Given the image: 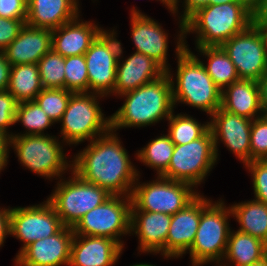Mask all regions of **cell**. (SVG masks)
<instances>
[{
	"mask_svg": "<svg viewBox=\"0 0 267 266\" xmlns=\"http://www.w3.org/2000/svg\"><path fill=\"white\" fill-rule=\"evenodd\" d=\"M253 179L255 200L267 205V160H255L245 165Z\"/></svg>",
	"mask_w": 267,
	"mask_h": 266,
	"instance_id": "cell-37",
	"label": "cell"
},
{
	"mask_svg": "<svg viewBox=\"0 0 267 266\" xmlns=\"http://www.w3.org/2000/svg\"><path fill=\"white\" fill-rule=\"evenodd\" d=\"M11 208H0V247L3 245L6 235H10Z\"/></svg>",
	"mask_w": 267,
	"mask_h": 266,
	"instance_id": "cell-42",
	"label": "cell"
},
{
	"mask_svg": "<svg viewBox=\"0 0 267 266\" xmlns=\"http://www.w3.org/2000/svg\"><path fill=\"white\" fill-rule=\"evenodd\" d=\"M42 203L11 208L10 235L23 242L19 253L32 242L56 234L64 226L53 206L47 200Z\"/></svg>",
	"mask_w": 267,
	"mask_h": 266,
	"instance_id": "cell-13",
	"label": "cell"
},
{
	"mask_svg": "<svg viewBox=\"0 0 267 266\" xmlns=\"http://www.w3.org/2000/svg\"><path fill=\"white\" fill-rule=\"evenodd\" d=\"M233 62L239 79L258 81L267 71V56L258 31L250 25L222 46Z\"/></svg>",
	"mask_w": 267,
	"mask_h": 266,
	"instance_id": "cell-14",
	"label": "cell"
},
{
	"mask_svg": "<svg viewBox=\"0 0 267 266\" xmlns=\"http://www.w3.org/2000/svg\"><path fill=\"white\" fill-rule=\"evenodd\" d=\"M10 134V147L15 149L20 164L39 176L61 178L67 168L72 169L55 136Z\"/></svg>",
	"mask_w": 267,
	"mask_h": 266,
	"instance_id": "cell-7",
	"label": "cell"
},
{
	"mask_svg": "<svg viewBox=\"0 0 267 266\" xmlns=\"http://www.w3.org/2000/svg\"><path fill=\"white\" fill-rule=\"evenodd\" d=\"M236 2L235 0H210V5L212 4H223V3H231Z\"/></svg>",
	"mask_w": 267,
	"mask_h": 266,
	"instance_id": "cell-49",
	"label": "cell"
},
{
	"mask_svg": "<svg viewBox=\"0 0 267 266\" xmlns=\"http://www.w3.org/2000/svg\"><path fill=\"white\" fill-rule=\"evenodd\" d=\"M79 16L52 30V49L65 57L84 55L104 31L95 23L78 20Z\"/></svg>",
	"mask_w": 267,
	"mask_h": 266,
	"instance_id": "cell-23",
	"label": "cell"
},
{
	"mask_svg": "<svg viewBox=\"0 0 267 266\" xmlns=\"http://www.w3.org/2000/svg\"><path fill=\"white\" fill-rule=\"evenodd\" d=\"M52 49V30L25 25L18 36L3 51L6 60L14 65L38 64Z\"/></svg>",
	"mask_w": 267,
	"mask_h": 266,
	"instance_id": "cell-22",
	"label": "cell"
},
{
	"mask_svg": "<svg viewBox=\"0 0 267 266\" xmlns=\"http://www.w3.org/2000/svg\"><path fill=\"white\" fill-rule=\"evenodd\" d=\"M74 231L63 226L56 234L32 242L15 257V266H61L70 262Z\"/></svg>",
	"mask_w": 267,
	"mask_h": 266,
	"instance_id": "cell-16",
	"label": "cell"
},
{
	"mask_svg": "<svg viewBox=\"0 0 267 266\" xmlns=\"http://www.w3.org/2000/svg\"><path fill=\"white\" fill-rule=\"evenodd\" d=\"M78 0H27L26 24L54 30L79 15Z\"/></svg>",
	"mask_w": 267,
	"mask_h": 266,
	"instance_id": "cell-24",
	"label": "cell"
},
{
	"mask_svg": "<svg viewBox=\"0 0 267 266\" xmlns=\"http://www.w3.org/2000/svg\"><path fill=\"white\" fill-rule=\"evenodd\" d=\"M25 23L26 20L0 17V51H4L5 48L18 36Z\"/></svg>",
	"mask_w": 267,
	"mask_h": 266,
	"instance_id": "cell-39",
	"label": "cell"
},
{
	"mask_svg": "<svg viewBox=\"0 0 267 266\" xmlns=\"http://www.w3.org/2000/svg\"><path fill=\"white\" fill-rule=\"evenodd\" d=\"M210 118L209 129L213 135L217 158L218 143L221 141L244 165L250 163V133L253 120L229 113L221 107Z\"/></svg>",
	"mask_w": 267,
	"mask_h": 266,
	"instance_id": "cell-15",
	"label": "cell"
},
{
	"mask_svg": "<svg viewBox=\"0 0 267 266\" xmlns=\"http://www.w3.org/2000/svg\"><path fill=\"white\" fill-rule=\"evenodd\" d=\"M200 55L207 57L208 64L204 67L215 85L223 91L226 87L239 79L237 70L230 60L228 54L221 46L217 47H196Z\"/></svg>",
	"mask_w": 267,
	"mask_h": 266,
	"instance_id": "cell-29",
	"label": "cell"
},
{
	"mask_svg": "<svg viewBox=\"0 0 267 266\" xmlns=\"http://www.w3.org/2000/svg\"><path fill=\"white\" fill-rule=\"evenodd\" d=\"M171 223V215L131 209V233L139 239L138 250L164 257V246Z\"/></svg>",
	"mask_w": 267,
	"mask_h": 266,
	"instance_id": "cell-21",
	"label": "cell"
},
{
	"mask_svg": "<svg viewBox=\"0 0 267 266\" xmlns=\"http://www.w3.org/2000/svg\"><path fill=\"white\" fill-rule=\"evenodd\" d=\"M200 216V194L184 209L171 215V223L164 246V259L182 257L190 250L198 230Z\"/></svg>",
	"mask_w": 267,
	"mask_h": 266,
	"instance_id": "cell-18",
	"label": "cell"
},
{
	"mask_svg": "<svg viewBox=\"0 0 267 266\" xmlns=\"http://www.w3.org/2000/svg\"><path fill=\"white\" fill-rule=\"evenodd\" d=\"M175 145L168 135H162L151 140L145 147L136 153L139 161L157 171L161 176L167 169L173 155Z\"/></svg>",
	"mask_w": 267,
	"mask_h": 266,
	"instance_id": "cell-30",
	"label": "cell"
},
{
	"mask_svg": "<svg viewBox=\"0 0 267 266\" xmlns=\"http://www.w3.org/2000/svg\"><path fill=\"white\" fill-rule=\"evenodd\" d=\"M250 266H267V262L264 259H262L256 263L251 264Z\"/></svg>",
	"mask_w": 267,
	"mask_h": 266,
	"instance_id": "cell-50",
	"label": "cell"
},
{
	"mask_svg": "<svg viewBox=\"0 0 267 266\" xmlns=\"http://www.w3.org/2000/svg\"><path fill=\"white\" fill-rule=\"evenodd\" d=\"M252 20L253 15L237 2L206 5L184 22L185 38L188 33H195L196 47L222 46L245 31Z\"/></svg>",
	"mask_w": 267,
	"mask_h": 266,
	"instance_id": "cell-4",
	"label": "cell"
},
{
	"mask_svg": "<svg viewBox=\"0 0 267 266\" xmlns=\"http://www.w3.org/2000/svg\"><path fill=\"white\" fill-rule=\"evenodd\" d=\"M178 2L179 0H170V12L175 14L178 12ZM184 11L180 16L181 21L185 22L193 13H195L198 9L210 5V0H184L183 2Z\"/></svg>",
	"mask_w": 267,
	"mask_h": 266,
	"instance_id": "cell-41",
	"label": "cell"
},
{
	"mask_svg": "<svg viewBox=\"0 0 267 266\" xmlns=\"http://www.w3.org/2000/svg\"><path fill=\"white\" fill-rule=\"evenodd\" d=\"M263 259L267 262V240L264 242Z\"/></svg>",
	"mask_w": 267,
	"mask_h": 266,
	"instance_id": "cell-51",
	"label": "cell"
},
{
	"mask_svg": "<svg viewBox=\"0 0 267 266\" xmlns=\"http://www.w3.org/2000/svg\"><path fill=\"white\" fill-rule=\"evenodd\" d=\"M72 94L73 93L67 89L43 88L36 96L35 101L54 123H58L67 108Z\"/></svg>",
	"mask_w": 267,
	"mask_h": 266,
	"instance_id": "cell-34",
	"label": "cell"
},
{
	"mask_svg": "<svg viewBox=\"0 0 267 266\" xmlns=\"http://www.w3.org/2000/svg\"><path fill=\"white\" fill-rule=\"evenodd\" d=\"M131 38L135 44L137 53L153 58L166 71L167 64L168 34L154 19L141 13L136 8H131Z\"/></svg>",
	"mask_w": 267,
	"mask_h": 266,
	"instance_id": "cell-17",
	"label": "cell"
},
{
	"mask_svg": "<svg viewBox=\"0 0 267 266\" xmlns=\"http://www.w3.org/2000/svg\"><path fill=\"white\" fill-rule=\"evenodd\" d=\"M0 17L27 20V0H0Z\"/></svg>",
	"mask_w": 267,
	"mask_h": 266,
	"instance_id": "cell-40",
	"label": "cell"
},
{
	"mask_svg": "<svg viewBox=\"0 0 267 266\" xmlns=\"http://www.w3.org/2000/svg\"><path fill=\"white\" fill-rule=\"evenodd\" d=\"M104 30L84 54L88 73V92L106 96L114 92L121 42L114 31Z\"/></svg>",
	"mask_w": 267,
	"mask_h": 266,
	"instance_id": "cell-12",
	"label": "cell"
},
{
	"mask_svg": "<svg viewBox=\"0 0 267 266\" xmlns=\"http://www.w3.org/2000/svg\"><path fill=\"white\" fill-rule=\"evenodd\" d=\"M217 162L214 139L209 129L202 137L175 145L168 169L161 175L197 188Z\"/></svg>",
	"mask_w": 267,
	"mask_h": 266,
	"instance_id": "cell-10",
	"label": "cell"
},
{
	"mask_svg": "<svg viewBox=\"0 0 267 266\" xmlns=\"http://www.w3.org/2000/svg\"><path fill=\"white\" fill-rule=\"evenodd\" d=\"M263 252V241L239 230L234 232L230 230L226 251L222 259L224 264L219 266H229L230 264L250 266L263 259ZM225 261L229 263L225 264Z\"/></svg>",
	"mask_w": 267,
	"mask_h": 266,
	"instance_id": "cell-26",
	"label": "cell"
},
{
	"mask_svg": "<svg viewBox=\"0 0 267 266\" xmlns=\"http://www.w3.org/2000/svg\"><path fill=\"white\" fill-rule=\"evenodd\" d=\"M40 81L43 88L65 89V58L53 49L38 62Z\"/></svg>",
	"mask_w": 267,
	"mask_h": 266,
	"instance_id": "cell-33",
	"label": "cell"
},
{
	"mask_svg": "<svg viewBox=\"0 0 267 266\" xmlns=\"http://www.w3.org/2000/svg\"><path fill=\"white\" fill-rule=\"evenodd\" d=\"M214 203L201 195L200 222L189 250L192 266H202L210 262L219 266L223 263L231 230L228 219L233 215L231 207L225 206L222 199Z\"/></svg>",
	"mask_w": 267,
	"mask_h": 266,
	"instance_id": "cell-5",
	"label": "cell"
},
{
	"mask_svg": "<svg viewBox=\"0 0 267 266\" xmlns=\"http://www.w3.org/2000/svg\"><path fill=\"white\" fill-rule=\"evenodd\" d=\"M221 108L252 120L264 115L258 81L240 79L226 87L221 93Z\"/></svg>",
	"mask_w": 267,
	"mask_h": 266,
	"instance_id": "cell-25",
	"label": "cell"
},
{
	"mask_svg": "<svg viewBox=\"0 0 267 266\" xmlns=\"http://www.w3.org/2000/svg\"><path fill=\"white\" fill-rule=\"evenodd\" d=\"M260 90V102L264 115H267V71L258 80Z\"/></svg>",
	"mask_w": 267,
	"mask_h": 266,
	"instance_id": "cell-46",
	"label": "cell"
},
{
	"mask_svg": "<svg viewBox=\"0 0 267 266\" xmlns=\"http://www.w3.org/2000/svg\"><path fill=\"white\" fill-rule=\"evenodd\" d=\"M123 248L108 237L74 234L69 266H112L118 261Z\"/></svg>",
	"mask_w": 267,
	"mask_h": 266,
	"instance_id": "cell-20",
	"label": "cell"
},
{
	"mask_svg": "<svg viewBox=\"0 0 267 266\" xmlns=\"http://www.w3.org/2000/svg\"><path fill=\"white\" fill-rule=\"evenodd\" d=\"M239 231L265 242L267 240V205L255 199L231 206Z\"/></svg>",
	"mask_w": 267,
	"mask_h": 266,
	"instance_id": "cell-27",
	"label": "cell"
},
{
	"mask_svg": "<svg viewBox=\"0 0 267 266\" xmlns=\"http://www.w3.org/2000/svg\"><path fill=\"white\" fill-rule=\"evenodd\" d=\"M251 161L267 159V115L253 119L250 133Z\"/></svg>",
	"mask_w": 267,
	"mask_h": 266,
	"instance_id": "cell-36",
	"label": "cell"
},
{
	"mask_svg": "<svg viewBox=\"0 0 267 266\" xmlns=\"http://www.w3.org/2000/svg\"><path fill=\"white\" fill-rule=\"evenodd\" d=\"M10 136L0 132V172L7 166L9 158Z\"/></svg>",
	"mask_w": 267,
	"mask_h": 266,
	"instance_id": "cell-44",
	"label": "cell"
},
{
	"mask_svg": "<svg viewBox=\"0 0 267 266\" xmlns=\"http://www.w3.org/2000/svg\"><path fill=\"white\" fill-rule=\"evenodd\" d=\"M259 33L267 56V26H253Z\"/></svg>",
	"mask_w": 267,
	"mask_h": 266,
	"instance_id": "cell-48",
	"label": "cell"
},
{
	"mask_svg": "<svg viewBox=\"0 0 267 266\" xmlns=\"http://www.w3.org/2000/svg\"><path fill=\"white\" fill-rule=\"evenodd\" d=\"M72 171L86 182L107 190L111 195L131 196L139 171L130 161L115 131L90 141L74 155Z\"/></svg>",
	"mask_w": 267,
	"mask_h": 266,
	"instance_id": "cell-1",
	"label": "cell"
},
{
	"mask_svg": "<svg viewBox=\"0 0 267 266\" xmlns=\"http://www.w3.org/2000/svg\"><path fill=\"white\" fill-rule=\"evenodd\" d=\"M131 206L130 196L112 195L79 220L74 234L108 237L123 247L120 236L131 234Z\"/></svg>",
	"mask_w": 267,
	"mask_h": 266,
	"instance_id": "cell-11",
	"label": "cell"
},
{
	"mask_svg": "<svg viewBox=\"0 0 267 266\" xmlns=\"http://www.w3.org/2000/svg\"><path fill=\"white\" fill-rule=\"evenodd\" d=\"M241 4L252 15L259 9L262 0H235Z\"/></svg>",
	"mask_w": 267,
	"mask_h": 266,
	"instance_id": "cell-47",
	"label": "cell"
},
{
	"mask_svg": "<svg viewBox=\"0 0 267 266\" xmlns=\"http://www.w3.org/2000/svg\"><path fill=\"white\" fill-rule=\"evenodd\" d=\"M161 3H163L164 5H166L168 7V9H170V0H159Z\"/></svg>",
	"mask_w": 267,
	"mask_h": 266,
	"instance_id": "cell-52",
	"label": "cell"
},
{
	"mask_svg": "<svg viewBox=\"0 0 267 266\" xmlns=\"http://www.w3.org/2000/svg\"><path fill=\"white\" fill-rule=\"evenodd\" d=\"M70 171L71 178L66 181L60 178L47 201L53 206L62 224L73 228L86 213L104 203L112 195Z\"/></svg>",
	"mask_w": 267,
	"mask_h": 266,
	"instance_id": "cell-8",
	"label": "cell"
},
{
	"mask_svg": "<svg viewBox=\"0 0 267 266\" xmlns=\"http://www.w3.org/2000/svg\"><path fill=\"white\" fill-rule=\"evenodd\" d=\"M18 122L27 129L21 135H44V130L55 124L35 100L18 103L15 123Z\"/></svg>",
	"mask_w": 267,
	"mask_h": 266,
	"instance_id": "cell-32",
	"label": "cell"
},
{
	"mask_svg": "<svg viewBox=\"0 0 267 266\" xmlns=\"http://www.w3.org/2000/svg\"><path fill=\"white\" fill-rule=\"evenodd\" d=\"M42 90L38 64L11 66L7 91L18 103L34 101Z\"/></svg>",
	"mask_w": 267,
	"mask_h": 266,
	"instance_id": "cell-28",
	"label": "cell"
},
{
	"mask_svg": "<svg viewBox=\"0 0 267 266\" xmlns=\"http://www.w3.org/2000/svg\"><path fill=\"white\" fill-rule=\"evenodd\" d=\"M124 104L111 116V130L145 127L169 119L173 110L172 84L166 72L159 79L126 92Z\"/></svg>",
	"mask_w": 267,
	"mask_h": 266,
	"instance_id": "cell-3",
	"label": "cell"
},
{
	"mask_svg": "<svg viewBox=\"0 0 267 266\" xmlns=\"http://www.w3.org/2000/svg\"><path fill=\"white\" fill-rule=\"evenodd\" d=\"M139 178L138 176L130 196L131 209L174 215L199 195L192 185L185 182L170 180L159 175L152 182L140 184Z\"/></svg>",
	"mask_w": 267,
	"mask_h": 266,
	"instance_id": "cell-9",
	"label": "cell"
},
{
	"mask_svg": "<svg viewBox=\"0 0 267 266\" xmlns=\"http://www.w3.org/2000/svg\"><path fill=\"white\" fill-rule=\"evenodd\" d=\"M130 266H156V265H152V264H148V263H137V264H134V265H130Z\"/></svg>",
	"mask_w": 267,
	"mask_h": 266,
	"instance_id": "cell-53",
	"label": "cell"
},
{
	"mask_svg": "<svg viewBox=\"0 0 267 266\" xmlns=\"http://www.w3.org/2000/svg\"><path fill=\"white\" fill-rule=\"evenodd\" d=\"M120 50L116 68V82L112 95H122L136 90L144 84L159 79L166 70L153 58L134 52L124 61L120 60L123 54ZM122 61V63H121Z\"/></svg>",
	"mask_w": 267,
	"mask_h": 266,
	"instance_id": "cell-19",
	"label": "cell"
},
{
	"mask_svg": "<svg viewBox=\"0 0 267 266\" xmlns=\"http://www.w3.org/2000/svg\"><path fill=\"white\" fill-rule=\"evenodd\" d=\"M179 35L176 45L177 72L176 82L169 68L168 73L172 84L174 108L180 102L200 109L211 116L221 107L222 91L207 74L203 61L190 51L185 41L184 22L179 17ZM177 84V85H176Z\"/></svg>",
	"mask_w": 267,
	"mask_h": 266,
	"instance_id": "cell-2",
	"label": "cell"
},
{
	"mask_svg": "<svg viewBox=\"0 0 267 266\" xmlns=\"http://www.w3.org/2000/svg\"><path fill=\"white\" fill-rule=\"evenodd\" d=\"M18 102L7 90L0 91V132L11 136L8 127L15 124Z\"/></svg>",
	"mask_w": 267,
	"mask_h": 266,
	"instance_id": "cell-38",
	"label": "cell"
},
{
	"mask_svg": "<svg viewBox=\"0 0 267 266\" xmlns=\"http://www.w3.org/2000/svg\"><path fill=\"white\" fill-rule=\"evenodd\" d=\"M252 26H267V0H262L259 9L253 14Z\"/></svg>",
	"mask_w": 267,
	"mask_h": 266,
	"instance_id": "cell-45",
	"label": "cell"
},
{
	"mask_svg": "<svg viewBox=\"0 0 267 266\" xmlns=\"http://www.w3.org/2000/svg\"><path fill=\"white\" fill-rule=\"evenodd\" d=\"M169 121L168 136L174 145L187 144L202 137L209 130V122L199 123L195 118L187 114H173Z\"/></svg>",
	"mask_w": 267,
	"mask_h": 266,
	"instance_id": "cell-31",
	"label": "cell"
},
{
	"mask_svg": "<svg viewBox=\"0 0 267 266\" xmlns=\"http://www.w3.org/2000/svg\"><path fill=\"white\" fill-rule=\"evenodd\" d=\"M99 97V98H98ZM106 97L97 93H73L59 122L61 137L67 144L92 141L111 130V116L104 117L98 99ZM98 98V99H97Z\"/></svg>",
	"mask_w": 267,
	"mask_h": 266,
	"instance_id": "cell-6",
	"label": "cell"
},
{
	"mask_svg": "<svg viewBox=\"0 0 267 266\" xmlns=\"http://www.w3.org/2000/svg\"><path fill=\"white\" fill-rule=\"evenodd\" d=\"M11 64L6 60L3 51H0V91L7 90L9 85Z\"/></svg>",
	"mask_w": 267,
	"mask_h": 266,
	"instance_id": "cell-43",
	"label": "cell"
},
{
	"mask_svg": "<svg viewBox=\"0 0 267 266\" xmlns=\"http://www.w3.org/2000/svg\"><path fill=\"white\" fill-rule=\"evenodd\" d=\"M65 89L72 93L88 92V73L84 55L65 57Z\"/></svg>",
	"mask_w": 267,
	"mask_h": 266,
	"instance_id": "cell-35",
	"label": "cell"
}]
</instances>
